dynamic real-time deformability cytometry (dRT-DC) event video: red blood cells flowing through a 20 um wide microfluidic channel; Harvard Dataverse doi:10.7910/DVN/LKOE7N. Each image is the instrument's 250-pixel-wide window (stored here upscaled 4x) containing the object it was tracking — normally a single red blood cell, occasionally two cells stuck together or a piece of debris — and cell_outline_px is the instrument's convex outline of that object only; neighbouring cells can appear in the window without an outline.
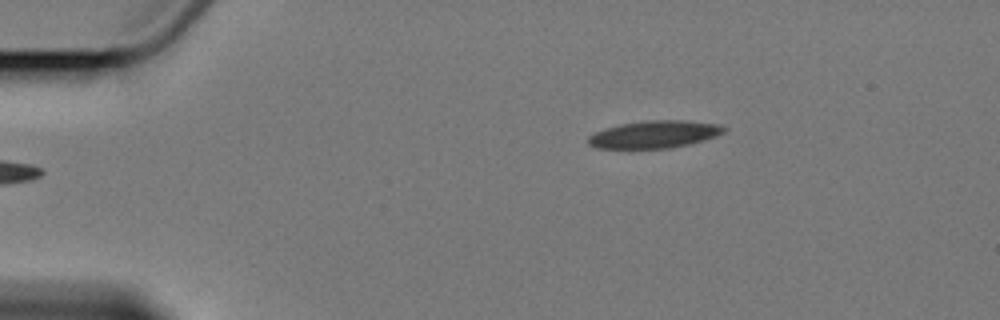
{"species": "Egyptian fruit bat (a non-hibernating species)", "species_latin": "Rousettus aegyptiacus", "temperature_condition": "cold", "stored_images_in_passage": 3, "camera_frame_rate_fps": 3000, "um_per_image_px": 0.085, "animal": {"sex": "female"}, "frame": {"image": 1, "passage_image": 1, "time_ms": 0.0, "image_size_px": [1000, 320], "cell_outline_px": [[728, 128], [724, 132], [716, 136], [704, 140], [688, 144], [668, 148], [596, 148], [588, 144], [588, 136], [596, 132], [620, 124], [644, 120], [680, 120], [716, 124]], "centroid_in_image_um": [55.62, 11.42], "position_along_channel_um": 29.4, "area_um2": 21.44}}